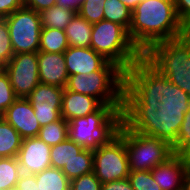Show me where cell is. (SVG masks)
I'll return each mask as SVG.
<instances>
[{
  "label": "cell",
  "instance_id": "8fae6325",
  "mask_svg": "<svg viewBox=\"0 0 190 190\" xmlns=\"http://www.w3.org/2000/svg\"><path fill=\"white\" fill-rule=\"evenodd\" d=\"M17 98H27L40 83L38 52L14 54L3 67Z\"/></svg>",
  "mask_w": 190,
  "mask_h": 190
},
{
  "label": "cell",
  "instance_id": "ba28073f",
  "mask_svg": "<svg viewBox=\"0 0 190 190\" xmlns=\"http://www.w3.org/2000/svg\"><path fill=\"white\" fill-rule=\"evenodd\" d=\"M116 133L125 142L130 171H151L174 155L169 143L133 131L122 120Z\"/></svg>",
  "mask_w": 190,
  "mask_h": 190
},
{
  "label": "cell",
  "instance_id": "e575fe53",
  "mask_svg": "<svg viewBox=\"0 0 190 190\" xmlns=\"http://www.w3.org/2000/svg\"><path fill=\"white\" fill-rule=\"evenodd\" d=\"M102 183L94 172L70 180V190H101Z\"/></svg>",
  "mask_w": 190,
  "mask_h": 190
},
{
  "label": "cell",
  "instance_id": "9c48e42d",
  "mask_svg": "<svg viewBox=\"0 0 190 190\" xmlns=\"http://www.w3.org/2000/svg\"><path fill=\"white\" fill-rule=\"evenodd\" d=\"M93 172L100 182L124 180L130 174L124 140L115 132L93 150Z\"/></svg>",
  "mask_w": 190,
  "mask_h": 190
},
{
  "label": "cell",
  "instance_id": "f35d334b",
  "mask_svg": "<svg viewBox=\"0 0 190 190\" xmlns=\"http://www.w3.org/2000/svg\"><path fill=\"white\" fill-rule=\"evenodd\" d=\"M101 190H133L130 180H114L102 184Z\"/></svg>",
  "mask_w": 190,
  "mask_h": 190
},
{
  "label": "cell",
  "instance_id": "5b68a950",
  "mask_svg": "<svg viewBox=\"0 0 190 190\" xmlns=\"http://www.w3.org/2000/svg\"><path fill=\"white\" fill-rule=\"evenodd\" d=\"M90 48L124 71L143 56L124 26L106 20L93 24Z\"/></svg>",
  "mask_w": 190,
  "mask_h": 190
},
{
  "label": "cell",
  "instance_id": "ab89813d",
  "mask_svg": "<svg viewBox=\"0 0 190 190\" xmlns=\"http://www.w3.org/2000/svg\"><path fill=\"white\" fill-rule=\"evenodd\" d=\"M56 1L57 0H25V6L36 12H41L44 9L56 5Z\"/></svg>",
  "mask_w": 190,
  "mask_h": 190
},
{
  "label": "cell",
  "instance_id": "8d00e7d4",
  "mask_svg": "<svg viewBox=\"0 0 190 190\" xmlns=\"http://www.w3.org/2000/svg\"><path fill=\"white\" fill-rule=\"evenodd\" d=\"M23 6H25L24 0H0V18H6Z\"/></svg>",
  "mask_w": 190,
  "mask_h": 190
},
{
  "label": "cell",
  "instance_id": "6da1fadb",
  "mask_svg": "<svg viewBox=\"0 0 190 190\" xmlns=\"http://www.w3.org/2000/svg\"><path fill=\"white\" fill-rule=\"evenodd\" d=\"M188 32L178 17L174 0H142L132 11L128 30L132 42L143 55L153 45Z\"/></svg>",
  "mask_w": 190,
  "mask_h": 190
},
{
  "label": "cell",
  "instance_id": "e0dca14e",
  "mask_svg": "<svg viewBox=\"0 0 190 190\" xmlns=\"http://www.w3.org/2000/svg\"><path fill=\"white\" fill-rule=\"evenodd\" d=\"M38 69L40 83L66 87L69 76L64 53L38 51Z\"/></svg>",
  "mask_w": 190,
  "mask_h": 190
},
{
  "label": "cell",
  "instance_id": "9a60e30c",
  "mask_svg": "<svg viewBox=\"0 0 190 190\" xmlns=\"http://www.w3.org/2000/svg\"><path fill=\"white\" fill-rule=\"evenodd\" d=\"M189 164L190 158L174 154L152 169L151 173L162 190H182L184 173Z\"/></svg>",
  "mask_w": 190,
  "mask_h": 190
},
{
  "label": "cell",
  "instance_id": "5bb4252c",
  "mask_svg": "<svg viewBox=\"0 0 190 190\" xmlns=\"http://www.w3.org/2000/svg\"><path fill=\"white\" fill-rule=\"evenodd\" d=\"M2 117L17 130L22 139L38 136L41 126L32 104L26 98H17Z\"/></svg>",
  "mask_w": 190,
  "mask_h": 190
},
{
  "label": "cell",
  "instance_id": "4316f807",
  "mask_svg": "<svg viewBox=\"0 0 190 190\" xmlns=\"http://www.w3.org/2000/svg\"><path fill=\"white\" fill-rule=\"evenodd\" d=\"M61 171L69 180L93 171V150L84 149L72 162L64 165Z\"/></svg>",
  "mask_w": 190,
  "mask_h": 190
},
{
  "label": "cell",
  "instance_id": "7402d4cb",
  "mask_svg": "<svg viewBox=\"0 0 190 190\" xmlns=\"http://www.w3.org/2000/svg\"><path fill=\"white\" fill-rule=\"evenodd\" d=\"M39 13L42 27L65 30L66 26L70 23L71 19L77 12L73 9L56 4Z\"/></svg>",
  "mask_w": 190,
  "mask_h": 190
},
{
  "label": "cell",
  "instance_id": "4fadbf2b",
  "mask_svg": "<svg viewBox=\"0 0 190 190\" xmlns=\"http://www.w3.org/2000/svg\"><path fill=\"white\" fill-rule=\"evenodd\" d=\"M51 147L38 137L22 139L17 155L21 172L37 174L51 167Z\"/></svg>",
  "mask_w": 190,
  "mask_h": 190
},
{
  "label": "cell",
  "instance_id": "836d02e7",
  "mask_svg": "<svg viewBox=\"0 0 190 190\" xmlns=\"http://www.w3.org/2000/svg\"><path fill=\"white\" fill-rule=\"evenodd\" d=\"M14 55L6 20L0 18V68H3Z\"/></svg>",
  "mask_w": 190,
  "mask_h": 190
},
{
  "label": "cell",
  "instance_id": "52a82bcc",
  "mask_svg": "<svg viewBox=\"0 0 190 190\" xmlns=\"http://www.w3.org/2000/svg\"><path fill=\"white\" fill-rule=\"evenodd\" d=\"M167 79L144 56L124 74L123 105H150L159 107L162 102V83Z\"/></svg>",
  "mask_w": 190,
  "mask_h": 190
},
{
  "label": "cell",
  "instance_id": "83f0119b",
  "mask_svg": "<svg viewBox=\"0 0 190 190\" xmlns=\"http://www.w3.org/2000/svg\"><path fill=\"white\" fill-rule=\"evenodd\" d=\"M103 9V20L117 23L129 30L132 11L124 3L120 0H105Z\"/></svg>",
  "mask_w": 190,
  "mask_h": 190
},
{
  "label": "cell",
  "instance_id": "4dcf8cb0",
  "mask_svg": "<svg viewBox=\"0 0 190 190\" xmlns=\"http://www.w3.org/2000/svg\"><path fill=\"white\" fill-rule=\"evenodd\" d=\"M105 0H84L77 13L89 23L95 24L103 20Z\"/></svg>",
  "mask_w": 190,
  "mask_h": 190
},
{
  "label": "cell",
  "instance_id": "d4e9b609",
  "mask_svg": "<svg viewBox=\"0 0 190 190\" xmlns=\"http://www.w3.org/2000/svg\"><path fill=\"white\" fill-rule=\"evenodd\" d=\"M21 173L17 157L0 158V190L15 189Z\"/></svg>",
  "mask_w": 190,
  "mask_h": 190
},
{
  "label": "cell",
  "instance_id": "f1b7e54d",
  "mask_svg": "<svg viewBox=\"0 0 190 190\" xmlns=\"http://www.w3.org/2000/svg\"><path fill=\"white\" fill-rule=\"evenodd\" d=\"M162 96L160 106L190 107L188 94L168 79L162 83Z\"/></svg>",
  "mask_w": 190,
  "mask_h": 190
},
{
  "label": "cell",
  "instance_id": "7a4b0ae2",
  "mask_svg": "<svg viewBox=\"0 0 190 190\" xmlns=\"http://www.w3.org/2000/svg\"><path fill=\"white\" fill-rule=\"evenodd\" d=\"M190 107L123 105L121 120L133 131L173 146Z\"/></svg>",
  "mask_w": 190,
  "mask_h": 190
},
{
  "label": "cell",
  "instance_id": "74e56055",
  "mask_svg": "<svg viewBox=\"0 0 190 190\" xmlns=\"http://www.w3.org/2000/svg\"><path fill=\"white\" fill-rule=\"evenodd\" d=\"M17 190H38L36 177L33 174L21 173L17 185Z\"/></svg>",
  "mask_w": 190,
  "mask_h": 190
},
{
  "label": "cell",
  "instance_id": "cb8c5ba5",
  "mask_svg": "<svg viewBox=\"0 0 190 190\" xmlns=\"http://www.w3.org/2000/svg\"><path fill=\"white\" fill-rule=\"evenodd\" d=\"M35 177L38 190H70V180L61 169L49 167Z\"/></svg>",
  "mask_w": 190,
  "mask_h": 190
},
{
  "label": "cell",
  "instance_id": "277c9868",
  "mask_svg": "<svg viewBox=\"0 0 190 190\" xmlns=\"http://www.w3.org/2000/svg\"><path fill=\"white\" fill-rule=\"evenodd\" d=\"M125 71L108 61L100 70L68 77L66 89L98 99L103 105H123Z\"/></svg>",
  "mask_w": 190,
  "mask_h": 190
},
{
  "label": "cell",
  "instance_id": "2e32d148",
  "mask_svg": "<svg viewBox=\"0 0 190 190\" xmlns=\"http://www.w3.org/2000/svg\"><path fill=\"white\" fill-rule=\"evenodd\" d=\"M68 76L100 70L108 60L92 48L68 47L64 51Z\"/></svg>",
  "mask_w": 190,
  "mask_h": 190
},
{
  "label": "cell",
  "instance_id": "44dd1931",
  "mask_svg": "<svg viewBox=\"0 0 190 190\" xmlns=\"http://www.w3.org/2000/svg\"><path fill=\"white\" fill-rule=\"evenodd\" d=\"M84 148L69 137L59 144L52 146L50 151L51 167L62 169L72 162Z\"/></svg>",
  "mask_w": 190,
  "mask_h": 190
},
{
  "label": "cell",
  "instance_id": "484cf974",
  "mask_svg": "<svg viewBox=\"0 0 190 190\" xmlns=\"http://www.w3.org/2000/svg\"><path fill=\"white\" fill-rule=\"evenodd\" d=\"M68 134V121L61 117L55 122L42 126L37 137L52 147L65 141L69 137Z\"/></svg>",
  "mask_w": 190,
  "mask_h": 190
},
{
  "label": "cell",
  "instance_id": "d6986e66",
  "mask_svg": "<svg viewBox=\"0 0 190 190\" xmlns=\"http://www.w3.org/2000/svg\"><path fill=\"white\" fill-rule=\"evenodd\" d=\"M92 26L93 24L76 13L64 30L69 46L90 48Z\"/></svg>",
  "mask_w": 190,
  "mask_h": 190
},
{
  "label": "cell",
  "instance_id": "7bdbcfd3",
  "mask_svg": "<svg viewBox=\"0 0 190 190\" xmlns=\"http://www.w3.org/2000/svg\"><path fill=\"white\" fill-rule=\"evenodd\" d=\"M124 5L133 11L135 7L142 1V0H120Z\"/></svg>",
  "mask_w": 190,
  "mask_h": 190
},
{
  "label": "cell",
  "instance_id": "603a6c76",
  "mask_svg": "<svg viewBox=\"0 0 190 190\" xmlns=\"http://www.w3.org/2000/svg\"><path fill=\"white\" fill-rule=\"evenodd\" d=\"M69 42L64 30L41 28L39 51L48 53H64Z\"/></svg>",
  "mask_w": 190,
  "mask_h": 190
},
{
  "label": "cell",
  "instance_id": "3957f363",
  "mask_svg": "<svg viewBox=\"0 0 190 190\" xmlns=\"http://www.w3.org/2000/svg\"><path fill=\"white\" fill-rule=\"evenodd\" d=\"M143 56L190 97V31L153 45Z\"/></svg>",
  "mask_w": 190,
  "mask_h": 190
},
{
  "label": "cell",
  "instance_id": "7c38bea8",
  "mask_svg": "<svg viewBox=\"0 0 190 190\" xmlns=\"http://www.w3.org/2000/svg\"><path fill=\"white\" fill-rule=\"evenodd\" d=\"M63 91L62 87L39 83L26 98L41 127L61 118Z\"/></svg>",
  "mask_w": 190,
  "mask_h": 190
},
{
  "label": "cell",
  "instance_id": "ffe728a7",
  "mask_svg": "<svg viewBox=\"0 0 190 190\" xmlns=\"http://www.w3.org/2000/svg\"><path fill=\"white\" fill-rule=\"evenodd\" d=\"M21 143L17 130L0 116V158L17 157Z\"/></svg>",
  "mask_w": 190,
  "mask_h": 190
},
{
  "label": "cell",
  "instance_id": "f546056e",
  "mask_svg": "<svg viewBox=\"0 0 190 190\" xmlns=\"http://www.w3.org/2000/svg\"><path fill=\"white\" fill-rule=\"evenodd\" d=\"M172 148L174 154L190 158V108L184 115L176 143Z\"/></svg>",
  "mask_w": 190,
  "mask_h": 190
},
{
  "label": "cell",
  "instance_id": "60d3db41",
  "mask_svg": "<svg viewBox=\"0 0 190 190\" xmlns=\"http://www.w3.org/2000/svg\"><path fill=\"white\" fill-rule=\"evenodd\" d=\"M83 1L84 0H57L56 3L59 6L67 7L77 12Z\"/></svg>",
  "mask_w": 190,
  "mask_h": 190
},
{
  "label": "cell",
  "instance_id": "1f68e13d",
  "mask_svg": "<svg viewBox=\"0 0 190 190\" xmlns=\"http://www.w3.org/2000/svg\"><path fill=\"white\" fill-rule=\"evenodd\" d=\"M128 179L133 190H162L148 170L130 171Z\"/></svg>",
  "mask_w": 190,
  "mask_h": 190
},
{
  "label": "cell",
  "instance_id": "ac0fdd59",
  "mask_svg": "<svg viewBox=\"0 0 190 190\" xmlns=\"http://www.w3.org/2000/svg\"><path fill=\"white\" fill-rule=\"evenodd\" d=\"M103 104L96 98L64 88L61 103V117L66 121L85 117L98 111Z\"/></svg>",
  "mask_w": 190,
  "mask_h": 190
},
{
  "label": "cell",
  "instance_id": "8992f818",
  "mask_svg": "<svg viewBox=\"0 0 190 190\" xmlns=\"http://www.w3.org/2000/svg\"><path fill=\"white\" fill-rule=\"evenodd\" d=\"M123 105H103L98 111L68 122V136L84 149H97L117 130Z\"/></svg>",
  "mask_w": 190,
  "mask_h": 190
},
{
  "label": "cell",
  "instance_id": "d590c367",
  "mask_svg": "<svg viewBox=\"0 0 190 190\" xmlns=\"http://www.w3.org/2000/svg\"><path fill=\"white\" fill-rule=\"evenodd\" d=\"M180 21L190 31V0H174Z\"/></svg>",
  "mask_w": 190,
  "mask_h": 190
},
{
  "label": "cell",
  "instance_id": "30bf717a",
  "mask_svg": "<svg viewBox=\"0 0 190 190\" xmlns=\"http://www.w3.org/2000/svg\"><path fill=\"white\" fill-rule=\"evenodd\" d=\"M4 19L14 54L39 51L42 28L39 12L23 6Z\"/></svg>",
  "mask_w": 190,
  "mask_h": 190
},
{
  "label": "cell",
  "instance_id": "d6a6232c",
  "mask_svg": "<svg viewBox=\"0 0 190 190\" xmlns=\"http://www.w3.org/2000/svg\"><path fill=\"white\" fill-rule=\"evenodd\" d=\"M16 99L8 74L0 68V116Z\"/></svg>",
  "mask_w": 190,
  "mask_h": 190
},
{
  "label": "cell",
  "instance_id": "b9f144b4",
  "mask_svg": "<svg viewBox=\"0 0 190 190\" xmlns=\"http://www.w3.org/2000/svg\"><path fill=\"white\" fill-rule=\"evenodd\" d=\"M182 190H190V164L184 173Z\"/></svg>",
  "mask_w": 190,
  "mask_h": 190
}]
</instances>
